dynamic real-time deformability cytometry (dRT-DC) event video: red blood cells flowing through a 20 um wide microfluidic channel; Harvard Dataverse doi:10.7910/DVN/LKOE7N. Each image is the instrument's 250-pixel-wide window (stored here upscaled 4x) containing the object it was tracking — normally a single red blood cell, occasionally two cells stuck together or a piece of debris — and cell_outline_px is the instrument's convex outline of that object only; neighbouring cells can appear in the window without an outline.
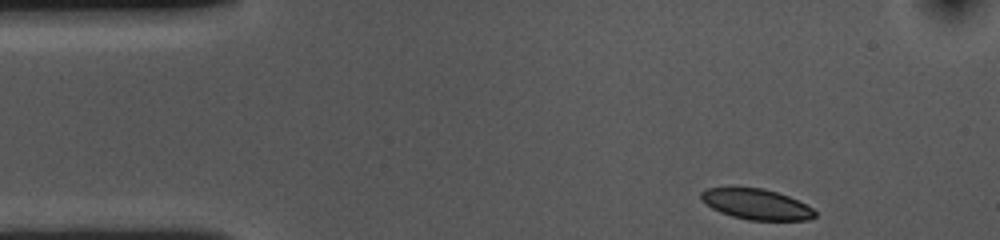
{"species": "common noctule bat (a hibernating species)", "species_latin": "Nyctalus noctula", "temperature_condition": "cold", "stored_images_in_passage": 39, "camera_frame_rate_fps": 3000, "um_per_image_px": 0.085, "animal": {"sex": "female", "body_mass_g": 10.0, "forearm_length_mm": 53.1}, "frame": {"image": 1, "passage_image": 1, "time_ms": 0.0, "image_size_px": [1000, 240], "cell_outline_px": [[816, 216], [808, 220], [748, 220], [732, 216], [720, 212], [712, 208], [700, 200], [700, 192], [708, 188], [728, 184], [764, 188], [788, 196], [812, 208], [816, 212]], "centroid_in_image_um": [64.19, 17.31], "position_along_channel_um": 20.8, "area_um2": 20.92}}
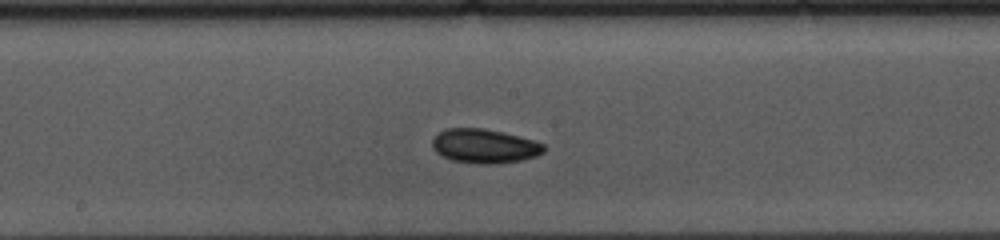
{"frame": {"image": 2, "passage_image": 22, "time_ms": 7.0, "image_size_px": [1000, 240], "cell_outline_px": [[544, 152], [536, 156], [520, 160], [492, 164], [484, 164], [452, 160], [440, 156], [432, 148], [432, 140], [444, 128], [484, 128], [532, 140], [544, 144]], "centroid_in_image_um": [41.13, 12.42], "position_along_channel_um": 207.1, "area_um2": 21.96}}
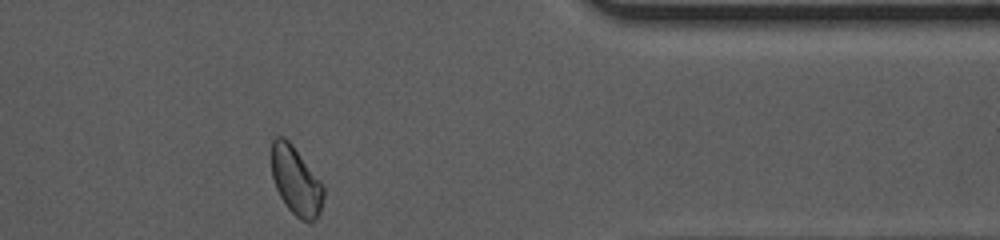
{"frame": {"image": 3, "passage_image": 39, "time_ms": 12.667, "image_size_px": [1000, 240], "cell_outline_px": [[324, 196], [320, 212], [316, 220], [308, 224], [300, 220], [288, 208], [280, 196], [276, 188], [272, 176], [272, 140], [276, 136], [284, 136], [292, 144], [324, 184]], "centroid_in_image_um": [25.18, 15.4], "position_along_channel_um": 386.2, "area_um2": 20.98}, "authors_computed_cell_mechanics": {"area_um2": 21.3282, "velocity_mm_per_s": 3.569, "shape_relaxation_time_tau1_ms": 2.8193, "shape_relaxation_time_tau2_ms": 6.8958, "deformation_change_tau1": 0.0767, "deformation_change_tau2": 0.0935}}